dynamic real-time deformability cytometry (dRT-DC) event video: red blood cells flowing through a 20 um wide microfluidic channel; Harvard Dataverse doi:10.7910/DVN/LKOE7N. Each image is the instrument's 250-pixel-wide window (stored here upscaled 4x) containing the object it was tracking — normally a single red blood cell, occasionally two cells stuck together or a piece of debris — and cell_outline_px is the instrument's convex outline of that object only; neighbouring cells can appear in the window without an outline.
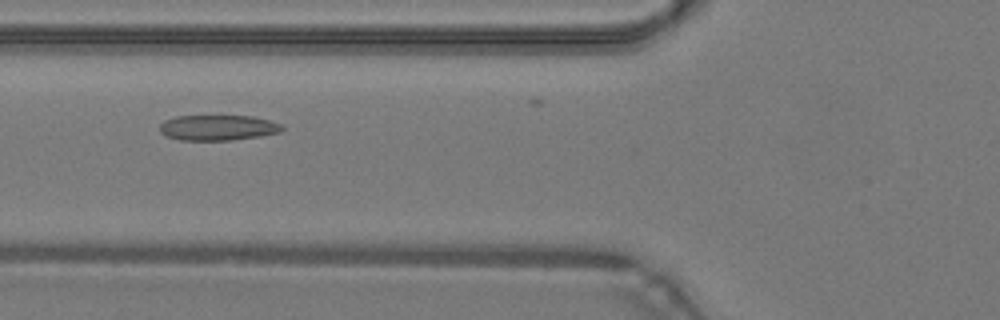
{"species": "common noctule bat (a hibernating species)", "species_latin": "Nyctalus noctula", "temperature_condition": "warm", "stored_images_in_passage": 40, "camera_frame_rate_fps": 3000, "um_per_image_px": 0.085, "animal": {"sex": "male", "body_mass_g": 19.2, "forearm_length_mm": 51.8}, "frame": {"image": 1, "passage_image": 18, "time_ms": 5.667, "image_size_px": [1000, 320], "cell_outline_px": [[284, 128], [280, 132], [260, 136], [232, 140], [180, 140], [164, 136], [160, 132], [160, 124], [164, 120], [176, 116], [252, 116], [268, 120], [280, 124]], "centroid_in_image_um": [18.48, 10.85], "position_along_channel_um": 107.3, "area_um2": 18.15}}
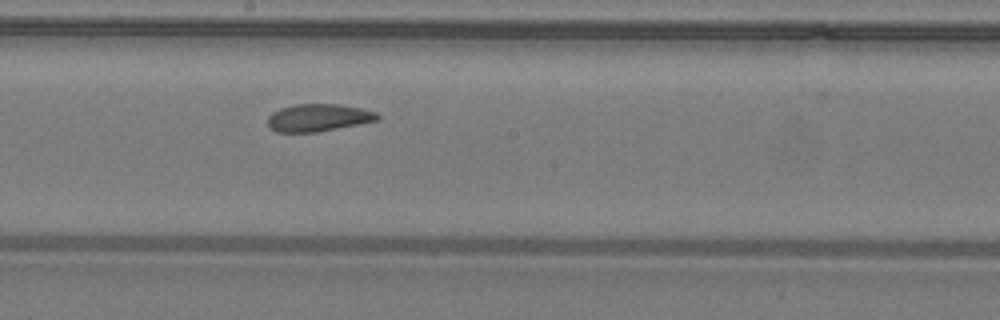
{"frame": {"image": 2, "passage_image": 26, "time_ms": 8.333, "image_size_px": [1000, 320], "cell_outline_px": [[380, 120], [316, 132], [276, 132], [268, 128], [268, 116], [272, 112], [280, 108], [296, 104], [336, 104], [360, 108], [376, 112], [380, 116]], "centroid_in_image_um": [27.03, 10.0], "position_along_channel_um": 221.2, "area_um2": 17.57}}
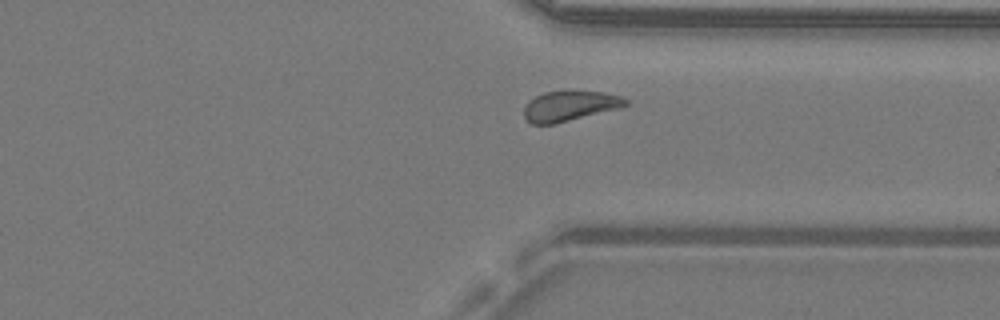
{"frame": {"image": 3, "passage_image": 36, "time_ms": 11.667, "image_size_px": [1000, 320], "cell_outline_px": [[628, 104], [620, 108], [552, 124], [532, 124], [524, 116], [524, 108], [528, 100], [544, 92], [604, 92], [620, 96], [628, 100]], "centroid_in_image_um": [48.42, 9.01], "position_along_channel_um": 363.0, "area_um2": 17.46}}